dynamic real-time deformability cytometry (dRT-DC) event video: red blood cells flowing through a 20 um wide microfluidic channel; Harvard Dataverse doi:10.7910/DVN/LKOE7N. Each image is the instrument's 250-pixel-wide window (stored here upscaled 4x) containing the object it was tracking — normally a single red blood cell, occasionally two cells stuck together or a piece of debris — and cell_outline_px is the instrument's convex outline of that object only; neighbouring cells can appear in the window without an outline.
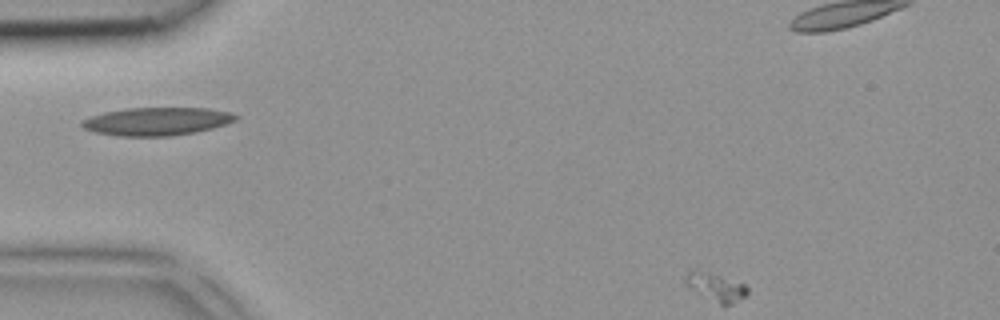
{"species": "common noctule bat (a hibernating species)", "species_latin": "Nyctalus noctula", "temperature_condition": "room temperature", "stored_images_in_passage": 4, "segment_of_instrument_passage": [1, 2], "camera_frame_rate_fps": 3000, "um_per_image_px": 0.085, "animal": {"sex": "female", "body_mass_g": 18.4}, "frame": {"image": 1, "passage_image": 1, "time_ms": 0.0, "image_size_px": [1000, 320], "cell_outline_px": [[748, 292], [744, 296], [732, 304], [720, 304], [688, 288], [684, 284], [684, 280], [688, 272], [692, 268], [696, 268], [744, 284], [748, 288]], "centroid_in_image_um": [60.78, 24.37], "position_along_channel_um": 24.2, "area_um2": 10.06}}